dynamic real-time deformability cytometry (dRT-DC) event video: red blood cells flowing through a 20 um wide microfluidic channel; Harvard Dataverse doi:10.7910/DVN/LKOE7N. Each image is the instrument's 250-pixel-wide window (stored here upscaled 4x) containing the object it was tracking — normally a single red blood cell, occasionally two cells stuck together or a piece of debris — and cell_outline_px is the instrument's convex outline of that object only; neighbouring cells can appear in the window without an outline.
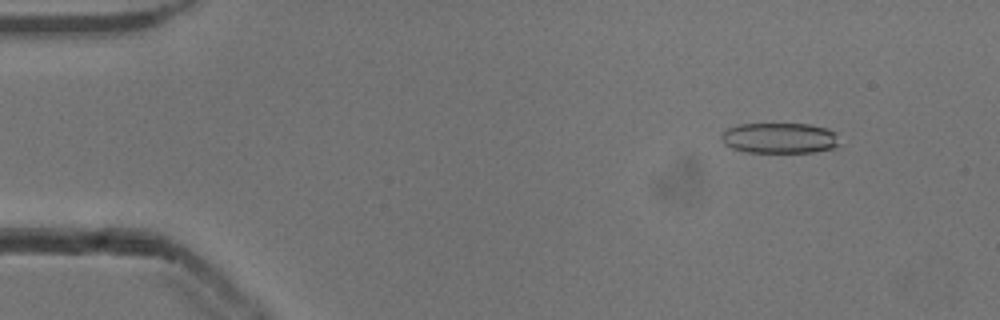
{"species": "common noctule bat (a hibernating species)", "species_latin": "Nyctalus noctula", "temperature_condition": "cold", "stored_images_in_passage": 48, "camera_frame_rate_fps": 3000, "um_per_image_px": 0.085, "animal": {"sex": "male", "body_mass_g": 13.3}, "frame": {"image": 1, "passage_image": 1, "time_ms": 0.0, "image_size_px": [1000, 320], "cell_outline_px": [[840, 148], [812, 152], [744, 152], [732, 148], [724, 144], [720, 136], [728, 128], [740, 124], [808, 124], [824, 128], [836, 132], [840, 144]], "centroid_in_image_um": [66.3, 11.75], "position_along_channel_um": 18.7, "area_um2": 21.21}}
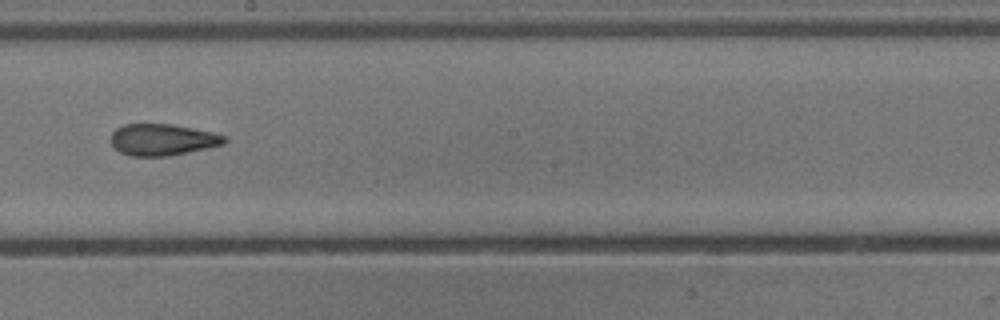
{"frame": {"image": 2, "passage_image": 25, "time_ms": 8.0, "image_size_px": [1000, 320], "cell_outline_px": [[228, 140], [224, 144], [208, 148], [168, 156], [128, 156], [120, 152], [112, 144], [112, 132], [116, 128], [124, 124], [172, 124], [212, 132], [228, 136]], "centroid_in_image_um": [13.84, 11.87], "position_along_channel_um": 234.4, "area_um2": 20.92}}
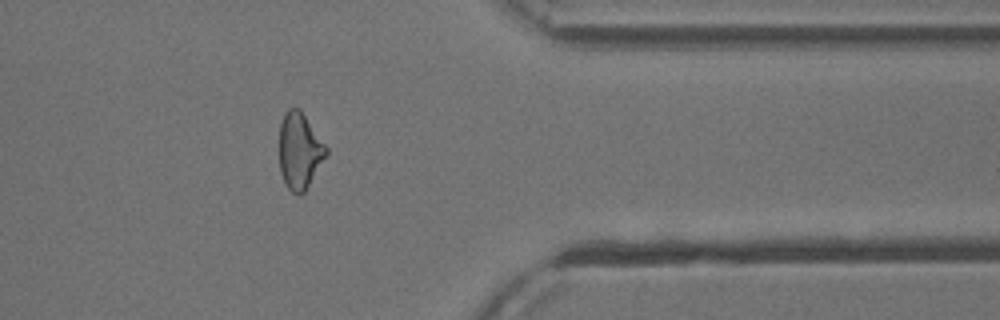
{"frame": {"image": 3, "passage_image": 38, "time_ms": 12.333, "image_size_px": [1000, 320], "cell_outline_px": [[328, 152], [304, 192], [300, 196], [292, 192], [288, 188], [280, 172], [280, 124], [284, 112], [288, 108], [300, 108], [328, 148]], "centroid_in_image_um": [25.46, 12.79], "position_along_channel_um": 385.9, "area_um2": 20.69}, "authors_computed_cell_mechanics": {"area_um2": 21.675, "velocity_mm_per_s": 3.8617, "shape_relaxation_time_tau1_ms": 10.0708, "shape_relaxation_time_tau2_ms": 2.5133, "deformation_change_tau1": 0.1952, "deformation_change_tau2": 0.1066}}